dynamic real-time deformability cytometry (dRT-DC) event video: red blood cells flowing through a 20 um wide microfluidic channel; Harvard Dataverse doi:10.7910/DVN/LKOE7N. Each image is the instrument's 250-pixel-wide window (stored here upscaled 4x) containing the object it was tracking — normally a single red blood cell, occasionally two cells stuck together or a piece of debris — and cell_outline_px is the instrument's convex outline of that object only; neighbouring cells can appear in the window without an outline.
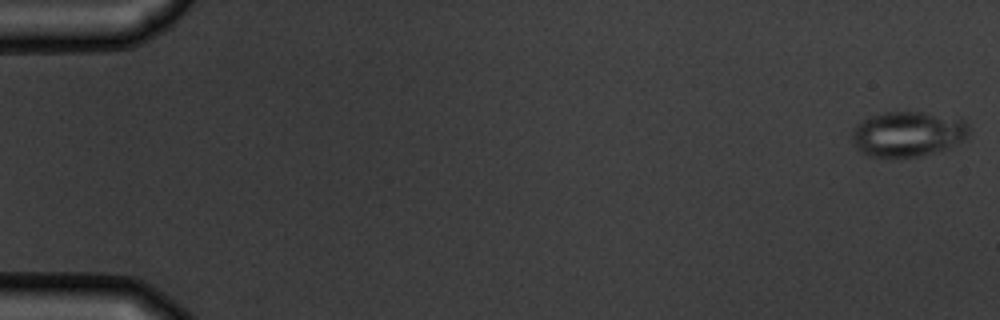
{"species": "common noctule bat (a hibernating species)", "species_latin": "Nyctalus noctula", "temperature_condition": "warm", "stored_images_in_passage": 4, "camera_frame_rate_fps": 3000, "um_per_image_px": 0.085, "animal": {"sex": "male", "body_mass_g": 19.5, "forearm_length_mm": 54.6}, "frame": {"image": 1, "passage_image": 1, "time_ms": 0.0, "image_size_px": [1000, 320], "cell_outline_px": [[968, 136], [956, 144], [948, 148], [916, 156], [868, 156], [860, 152], [856, 148], [852, 140], [852, 132], [856, 124], [860, 120], [884, 112], [924, 112], [960, 116], [968, 124]], "centroid_in_image_um": [77.18, 11.35], "position_along_channel_um": 7.8, "area_um2": 30.92}}